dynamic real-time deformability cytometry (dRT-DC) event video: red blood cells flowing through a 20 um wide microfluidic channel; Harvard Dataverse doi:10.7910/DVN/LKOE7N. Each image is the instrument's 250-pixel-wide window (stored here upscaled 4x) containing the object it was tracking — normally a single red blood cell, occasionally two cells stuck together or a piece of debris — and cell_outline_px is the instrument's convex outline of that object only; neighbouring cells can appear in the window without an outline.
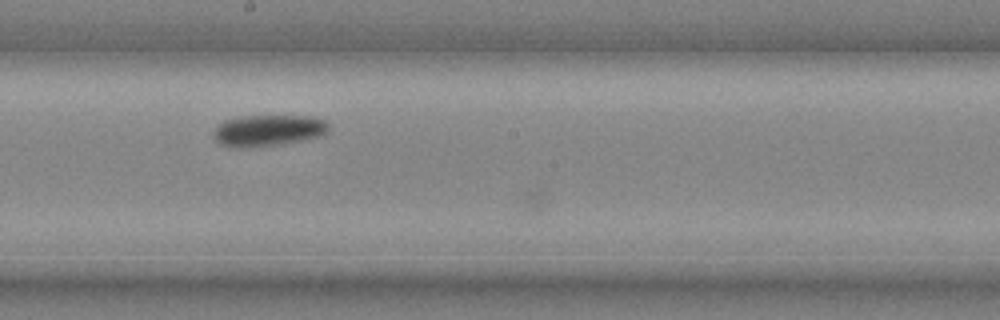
{"species": "common noctule bat (a hibernating species)", "species_latin": "Nyctalus noctula", "temperature_condition": "cold", "stored_images_in_passage": 11, "camera_frame_rate_fps": 3000, "um_per_image_px": 0.085, "animal": {"sex": "male", "body_mass_g": 20.4}, "frame": {"image": 1, "passage_image": 10, "time_ms": 3.0, "image_size_px": [1000, 320], "cell_outline_px": [[328, 132], [324, 136], [304, 140], [280, 144], [252, 148], [236, 148], [220, 144], [216, 140], [212, 132], [216, 124], [224, 120], [240, 116], [312, 116], [324, 120], [328, 124]], "centroid_in_image_um": [22.77, 11.09], "position_along_channel_um": 225.4, "area_um2": 21.5}}